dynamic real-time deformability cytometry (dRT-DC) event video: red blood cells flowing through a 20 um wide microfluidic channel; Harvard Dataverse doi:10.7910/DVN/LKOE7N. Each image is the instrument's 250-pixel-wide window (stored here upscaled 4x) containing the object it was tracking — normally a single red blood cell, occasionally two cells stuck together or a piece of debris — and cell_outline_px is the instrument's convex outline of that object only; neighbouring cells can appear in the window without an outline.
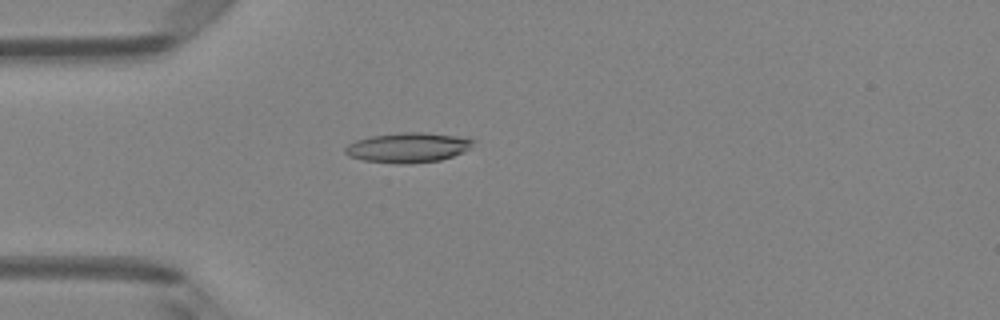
{"species": "Egyptian fruit bat (a non-hibernating species)", "species_latin": "Rousettus aegyptiacus", "temperature_condition": "room temperature", "stored_images_in_passage": 4, "camera_frame_rate_fps": 3000, "um_per_image_px": 0.085, "animal": {"sex": "female"}, "frame": {"image": 1, "passage_image": 4, "time_ms": 1.0, "image_size_px": [1000, 320], "cell_outline_px": [[476, 140], [464, 152], [440, 160], [408, 164], [400, 164], [364, 160], [348, 156], [344, 152], [344, 148], [348, 144], [356, 140], [372, 136], [400, 132], [424, 132], [452, 136]], "centroid_in_image_um": [34.63, 12.55], "position_along_channel_um": 50.4, "area_um2": 22.08}}